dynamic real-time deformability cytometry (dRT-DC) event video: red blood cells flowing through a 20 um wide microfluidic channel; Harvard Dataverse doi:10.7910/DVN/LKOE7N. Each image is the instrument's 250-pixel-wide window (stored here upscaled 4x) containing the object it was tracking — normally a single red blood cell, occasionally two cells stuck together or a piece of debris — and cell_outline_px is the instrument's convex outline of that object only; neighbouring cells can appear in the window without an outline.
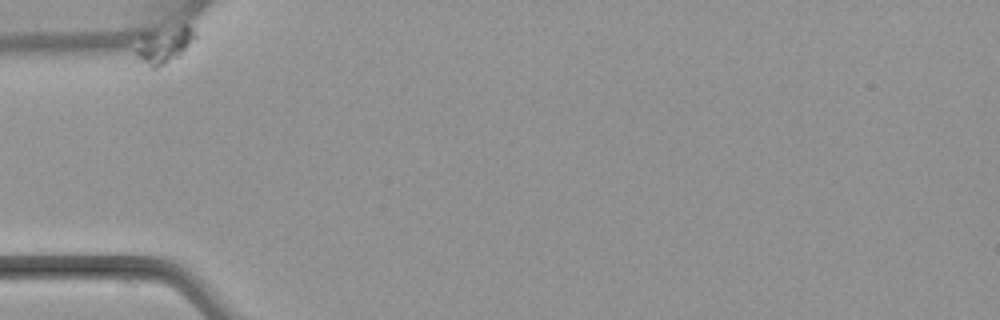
{"species": "common noctule bat (a hibernating species)", "species_latin": "Nyctalus noctula", "temperature_condition": "warm", "stored_images_in_passage": 49, "camera_frame_rate_fps": 3000, "um_per_image_px": 0.085, "animal": {"sex": "female", "body_mass_g": 22.7, "forearm_length_mm": 54.2}, "frame": {"image": 1, "passage_image": 1, "time_ms": 0.0, "image_size_px": [1000, 320], "cell_outline_px": [[196, 36], [184, 52], [180, 56], [156, 68], [152, 68], [136, 52], [136, 48], [144, 36], [184, 24], [188, 24]], "centroid_in_image_um": [14.05, 3.84], "position_along_channel_um": 71.0, "area_um2": 11.5}}
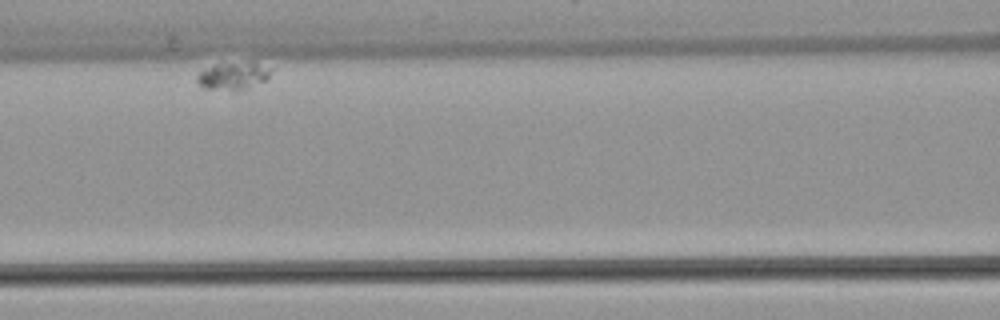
{"frame": {"image": 2, "passage_image": 17, "time_ms": 5.333, "image_size_px": [1000, 320], "cell_outline_px": [[272, 68], [268, 76], [264, 80], [248, 88], [236, 92], [232, 92], [204, 88], [196, 80], [196, 76], [200, 72], [216, 64], [256, 64]], "centroid_in_image_um": [19.77, 6.52], "position_along_channel_um": 146.8, "area_um2": 11.44}}
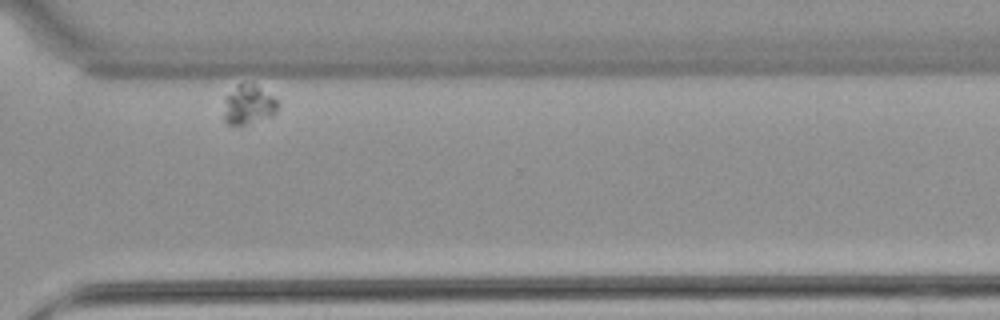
{"frame": {"image": 3, "passage_image": 46, "time_ms": 15.0, "image_size_px": [1000, 320], "cell_outline_px": [[280, 104], [276, 112], [272, 116], [244, 124], [228, 124], [224, 120], [224, 96], [236, 84], [252, 80], [272, 96]], "centroid_in_image_um": [21.11, 8.83], "position_along_channel_um": 349.5, "area_um2": 12.77}}